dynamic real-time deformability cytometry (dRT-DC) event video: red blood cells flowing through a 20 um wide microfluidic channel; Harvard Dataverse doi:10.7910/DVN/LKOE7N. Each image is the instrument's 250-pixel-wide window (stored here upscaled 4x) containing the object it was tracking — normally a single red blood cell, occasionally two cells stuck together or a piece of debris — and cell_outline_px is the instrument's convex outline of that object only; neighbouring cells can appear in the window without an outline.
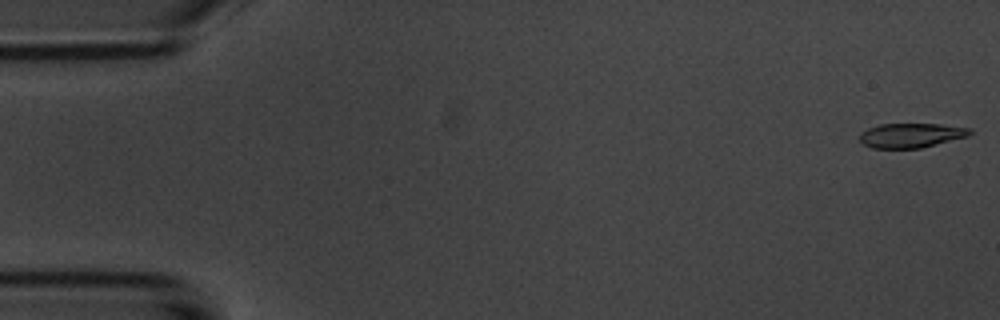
{"species": "common noctule bat (a hibernating species)", "species_latin": "Nyctalus noctula", "temperature_condition": "room temperature", "stored_images_in_passage": 54, "camera_frame_rate_fps": 3000, "um_per_image_px": 0.085, "animal": {"sex": "male", "body_mass_g": 20.1, "forearm_length_mm": 53.5}, "frame": {"image": 1, "passage_image": 1, "time_ms": 0.0, "image_size_px": [1000, 320], "cell_outline_px": [[972, 132], [968, 136], [920, 148], [872, 148], [864, 144], [860, 140], [860, 132], [868, 128], [880, 124], [940, 124], [972, 128]], "centroid_in_image_um": [77.44, 11.5], "position_along_channel_um": 7.6, "area_um2": 15.66}}
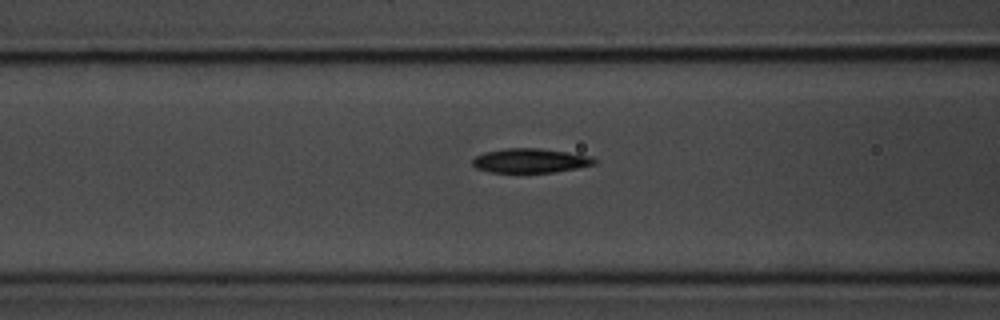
{"frame": {"image": 2, "passage_image": 21, "time_ms": 6.667, "image_size_px": [1000, 320], "cell_outline_px": [[596, 164], [576, 168], [552, 172], [488, 172], [476, 168], [472, 164], [472, 160], [476, 156], [484, 152], [504, 148], [540, 148], [568, 152], [588, 156], [596, 160]], "centroid_in_image_um": [45.03, 13.65], "position_along_channel_um": 121.6, "area_um2": 17.17}}
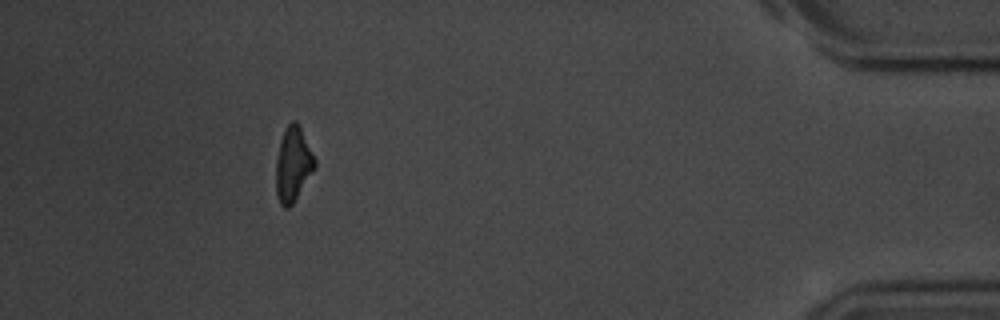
{"frame": {"image": 3, "passage_image": 49, "time_ms": 16.0, "image_size_px": [1000, 320], "cell_outline_px": [[316, 168], [292, 204], [288, 208], [284, 208], [280, 204], [276, 192], [276, 160], [280, 140], [288, 124], [292, 120], [296, 120], [316, 160]], "centroid_in_image_um": [24.91, 13.99], "position_along_channel_um": 410.3, "area_um2": 16.7}, "authors_computed_cell_mechanics": {"area_um2": 17.2244, "velocity_mm_per_s": 3.7245, "shape_relaxation_time_tau1_ms": 2.4184, "shape_relaxation_time_tau2_ms": null, "deformation_change_tau1": 0.1165, "deformation_change_tau2": null}}